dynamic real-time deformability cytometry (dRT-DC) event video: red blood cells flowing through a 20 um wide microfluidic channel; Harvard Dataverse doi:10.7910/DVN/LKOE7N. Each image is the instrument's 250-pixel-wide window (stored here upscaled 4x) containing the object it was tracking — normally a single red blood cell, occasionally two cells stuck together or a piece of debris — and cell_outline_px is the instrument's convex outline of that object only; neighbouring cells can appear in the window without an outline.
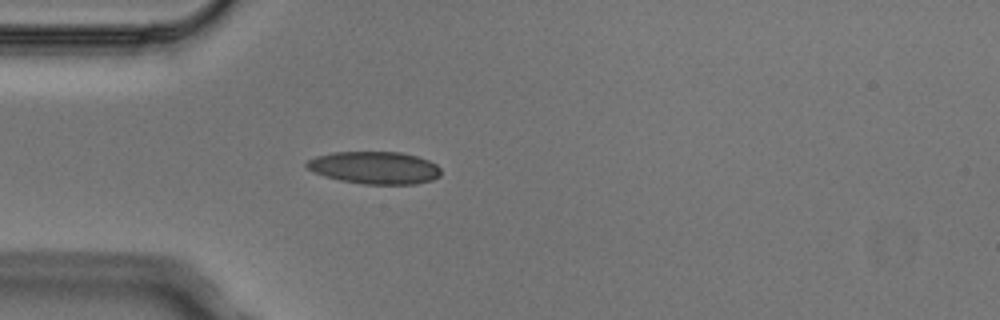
{"species": "Egyptian fruit bat (a non-hibernating species)", "species_latin": "Rousettus aegyptiacus", "temperature_condition": "cold", "stored_images_in_passage": 1, "camera_frame_rate_fps": 3000, "um_per_image_px": 0.085, "animal": {"sex": "male"}, "frame": {"image": 1, "passage_image": 1, "time_ms": 0.0, "image_size_px": [1000, 320], "cell_outline_px": [[440, 176], [432, 180], [416, 184], [364, 184], [340, 180], [324, 176], [312, 172], [304, 164], [308, 160], [316, 156], [332, 152], [400, 152], [416, 156], [428, 160], [436, 164], [440, 168]], "centroid_in_image_um": [31.83, 14.25], "position_along_channel_um": 53.2, "area_um2": 25.43}}